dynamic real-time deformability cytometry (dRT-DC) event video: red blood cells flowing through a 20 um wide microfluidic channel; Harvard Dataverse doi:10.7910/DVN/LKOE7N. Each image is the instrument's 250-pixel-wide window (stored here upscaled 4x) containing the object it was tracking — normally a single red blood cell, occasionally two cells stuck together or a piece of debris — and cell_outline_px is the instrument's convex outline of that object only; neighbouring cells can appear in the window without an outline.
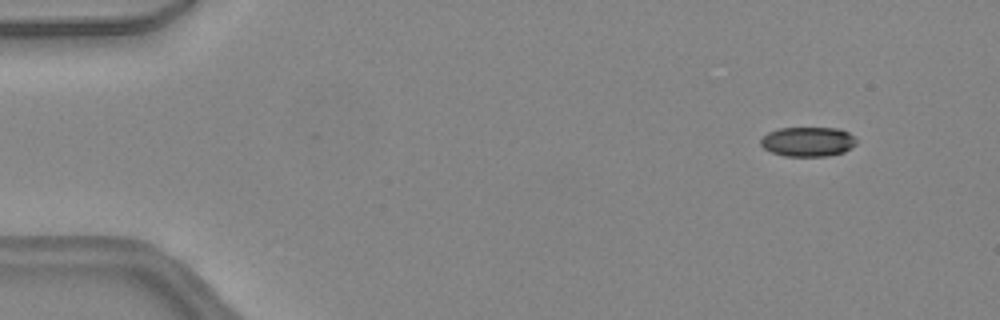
{"species": "common noctule bat (a hibernating species)", "species_latin": "Nyctalus noctula", "temperature_condition": "warm", "stored_images_in_passage": 7, "camera_frame_rate_fps": 3000, "um_per_image_px": 0.085, "animal": {"sex": "female", "body_mass_g": 24.6, "forearm_length_mm": 56.2}, "frame": {"image": 1, "passage_image": 1, "time_ms": 0.0, "image_size_px": [1000, 320], "cell_outline_px": [[856, 144], [844, 152], [828, 156], [784, 156], [772, 152], [764, 148], [760, 144], [760, 140], [768, 132], [780, 128], [840, 128], [848, 132], [856, 140]], "centroid_in_image_um": [68.67, 12.04], "position_along_channel_um": 16.3, "area_um2": 16.47}}